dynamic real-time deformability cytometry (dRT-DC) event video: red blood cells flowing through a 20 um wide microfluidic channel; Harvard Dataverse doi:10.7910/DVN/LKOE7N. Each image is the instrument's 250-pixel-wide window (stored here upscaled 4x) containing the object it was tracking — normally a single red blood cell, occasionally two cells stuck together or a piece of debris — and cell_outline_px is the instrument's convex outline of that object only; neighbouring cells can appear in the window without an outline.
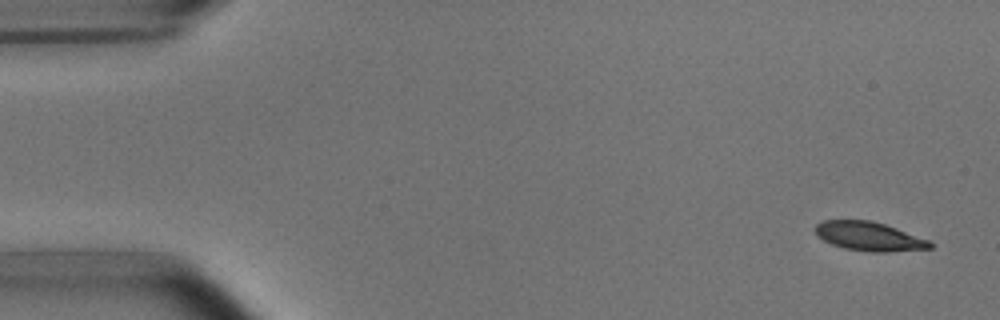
{"species": "common noctule bat (a hibernating species)", "species_latin": "Nyctalus noctula", "temperature_condition": "room temperature", "stored_images_in_passage": 4, "camera_frame_rate_fps": 3000, "um_per_image_px": 0.085, "animal": {"sex": "male", "body_mass_g": 15.6}, "frame": {"image": 1, "passage_image": 1, "time_ms": 0.0, "image_size_px": [1000, 320], "cell_outline_px": [[932, 248], [888, 252], [868, 252], [844, 248], [832, 244], [816, 236], [812, 228], [816, 224], [824, 220], [872, 220], [896, 228], [928, 240], [932, 244]], "centroid_in_image_um": [73.81, 20.09], "position_along_channel_um": 11.2, "area_um2": 19.42}}
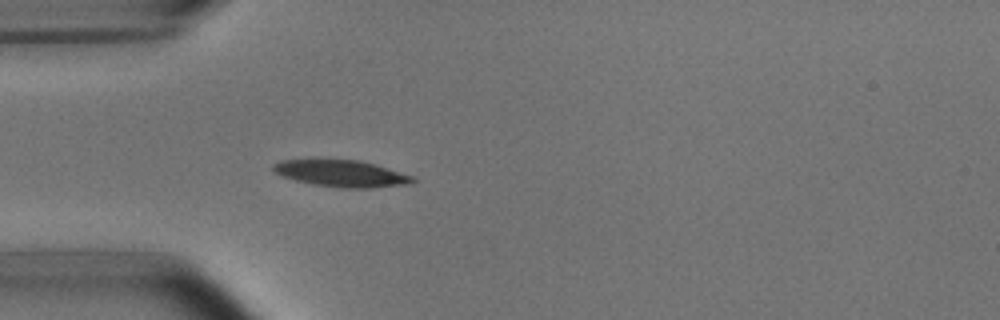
{"frame": {"image": 2, "passage_image": 4, "time_ms": 4.333, "image_size_px": [1000, 320], "cell_outline_px": [[416, 180], [412, 184], [372, 188], [340, 188], [312, 184], [296, 180], [284, 176], [276, 172], [272, 168], [272, 164], [280, 160], [312, 156], [360, 160], [376, 164], [416, 176]], "centroid_in_image_um": [29.01, 14.69], "position_along_channel_um": 56.0, "area_um2": 23.0}}